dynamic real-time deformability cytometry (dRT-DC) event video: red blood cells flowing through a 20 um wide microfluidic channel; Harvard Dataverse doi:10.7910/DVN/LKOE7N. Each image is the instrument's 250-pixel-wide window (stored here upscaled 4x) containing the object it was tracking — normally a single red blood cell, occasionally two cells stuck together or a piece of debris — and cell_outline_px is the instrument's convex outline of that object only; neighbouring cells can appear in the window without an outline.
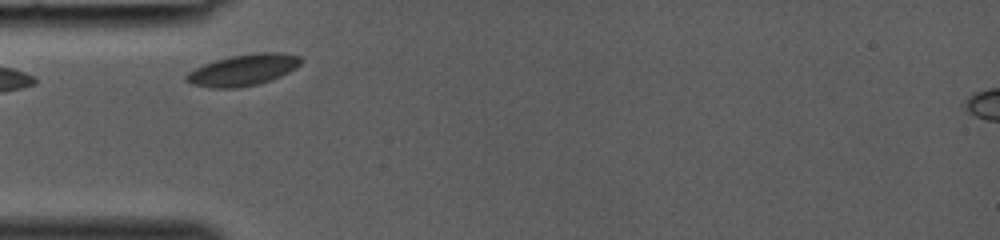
{"species": "common noctule bat (a hibernating species)", "species_latin": "Nyctalus noctula", "temperature_condition": "room temperature", "stored_images_in_passage": 23, "camera_frame_rate_fps": 3000, "um_per_image_px": 0.085, "animal": {"sex": "female", "body_mass_g": 19.0, "forearm_length_mm": 53.3}, "frame": {"image": 1, "passage_image": 1, "time_ms": 0.0, "image_size_px": [1000, 240], "cell_outline_px": [[304, 60], [296, 68], [272, 80], [256, 84], [236, 88], [212, 88], [192, 84], [184, 80], [184, 76], [188, 72], [204, 64], [216, 60], [232, 56], [256, 52], [280, 52], [300, 56]], "centroid_in_image_um": [20.68, 5.94], "position_along_channel_um": 64.3, "area_um2": 20.92}}
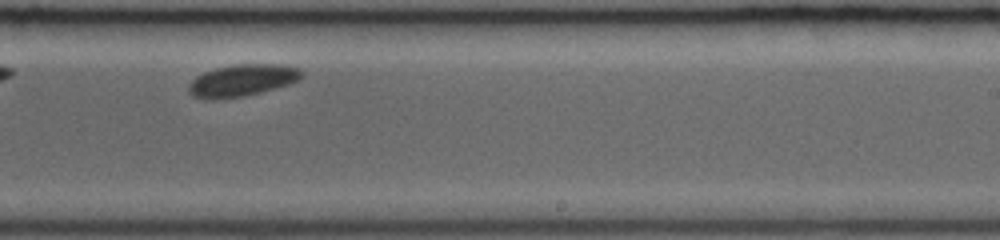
{"frame": {"image": 2, "passage_image": 14, "time_ms": 4.333, "image_size_px": [1000, 240], "cell_outline_px": [[304, 76], [288, 84], [260, 92], [244, 96], [192, 96], [188, 92], [188, 84], [196, 76], [204, 72], [216, 68], [236, 64], [280, 64], [300, 68], [304, 72]], "centroid_in_image_um": [20.65, 6.77], "position_along_channel_um": 268.4, "area_um2": 20.29}}
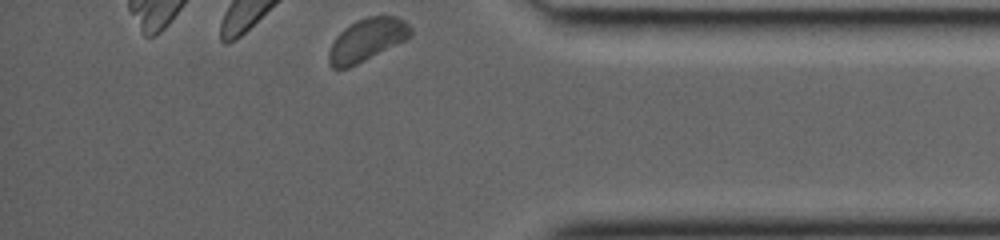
{"frame": {"image": 3, "passage_image": 23, "time_ms": 7.333, "image_size_px": [1000, 240], "cell_outline_px": [[412, 36], [348, 68], [332, 68], [328, 64], [328, 52], [336, 36], [344, 28], [356, 20], [368, 16], [396, 16], [404, 20], [412, 28]], "centroid_in_image_um": [31.17, 3.37], "position_along_channel_um": 404.0, "area_um2": 20.11}}